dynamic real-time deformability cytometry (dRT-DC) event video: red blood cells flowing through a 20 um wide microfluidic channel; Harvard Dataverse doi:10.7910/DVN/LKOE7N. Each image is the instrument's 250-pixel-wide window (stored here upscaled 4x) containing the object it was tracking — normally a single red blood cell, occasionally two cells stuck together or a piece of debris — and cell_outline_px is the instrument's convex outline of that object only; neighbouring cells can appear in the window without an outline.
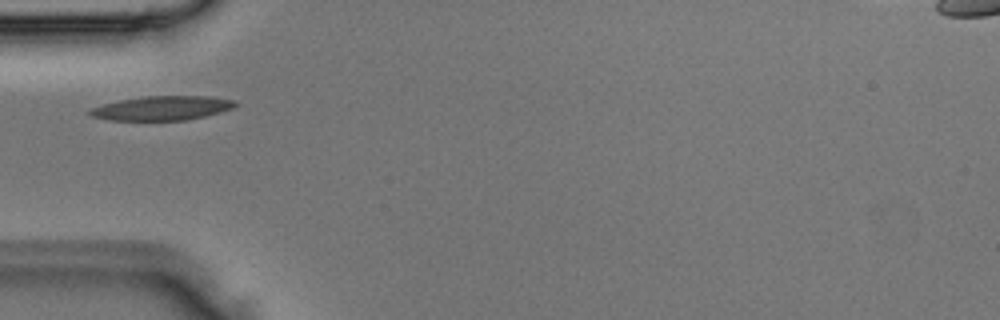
{"species": "Egyptian fruit bat (a non-hibernating species)", "species_latin": "Rousettus aegyptiacus", "temperature_condition": "room temperature", "stored_images_in_passage": 2, "camera_frame_rate_fps": 3000, "um_per_image_px": 0.085, "animal": {"sex": "male"}, "frame": {"image": 1, "passage_image": 2, "time_ms": 0.333, "image_size_px": [1000, 320], "cell_outline_px": [[240, 104], [232, 108], [220, 112], [188, 120], [112, 120], [92, 116], [88, 112], [88, 108], [120, 100], [144, 96], [208, 96], [236, 100]], "centroid_in_image_um": [13.81, 9.18], "position_along_channel_um": 71.2, "area_um2": 20.52}}